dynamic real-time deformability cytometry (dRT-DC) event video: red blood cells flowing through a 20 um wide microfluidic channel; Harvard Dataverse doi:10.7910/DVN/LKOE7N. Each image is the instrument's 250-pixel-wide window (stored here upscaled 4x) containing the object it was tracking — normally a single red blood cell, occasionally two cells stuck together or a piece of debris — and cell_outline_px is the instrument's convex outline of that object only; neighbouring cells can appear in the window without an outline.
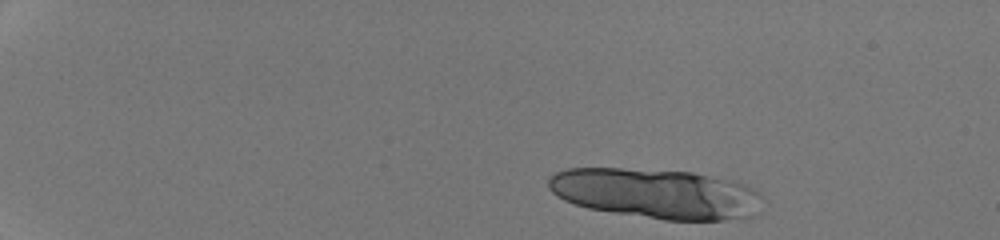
{"species": "human", "species_latin": "Homo sapiens", "temperature_condition": "room temperature", "stored_images_in_passage": 13, "camera_frame_rate_fps": 3000, "um_per_image_px": 0.085, "donor": {"sex": "male"}, "frame": {"image": 1, "passage_image": 1, "time_ms": 0.0, "image_size_px": [1000, 240], "cell_outline_px": [[764, 196], [752, 216], [744, 220], [664, 220], [588, 208], [564, 200], [556, 196], [548, 188], [548, 180], [556, 172], [568, 168], [620, 168], [692, 172], [736, 180], [748, 184], [760, 192]], "centroid_in_image_um": [55.84, 16.45], "position_along_channel_um": 29.2, "area_um2": 62.94}}